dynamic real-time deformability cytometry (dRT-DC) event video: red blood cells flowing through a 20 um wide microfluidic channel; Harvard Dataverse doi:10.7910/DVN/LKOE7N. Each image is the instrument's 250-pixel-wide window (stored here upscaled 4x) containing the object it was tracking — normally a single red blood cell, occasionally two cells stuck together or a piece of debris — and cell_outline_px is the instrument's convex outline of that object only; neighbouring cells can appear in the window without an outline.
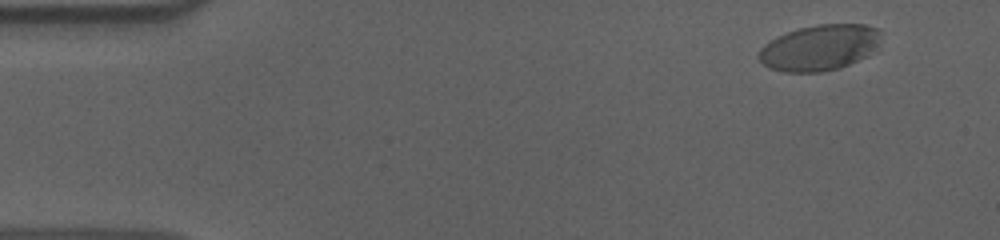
{"species": "human", "species_latin": "Homo sapiens", "temperature_condition": "cold", "stored_images_in_passage": 57, "camera_frame_rate_fps": 3000, "um_per_image_px": 0.085, "donor": {"sex": "male"}, "frame": {"image": 1, "passage_image": 5, "time_ms": 1.333, "image_size_px": [1000, 240], "cell_outline_px": [[880, 32], [876, 52], [868, 56], [840, 68], [820, 72], [784, 72], [768, 68], [756, 56], [760, 48], [764, 44], [776, 36], [800, 28], [816, 24], [864, 24], [876, 28]], "centroid_in_image_um": [69.65, 4.06], "position_along_channel_um": 15.3, "area_um2": 32.89}}
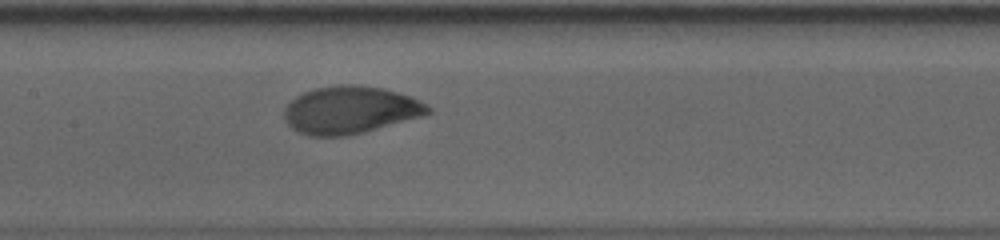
{"frame": {"image": 2, "passage_image": 28, "time_ms": 9.0, "image_size_px": [1000, 240], "cell_outline_px": [[432, 112], [420, 116], [348, 136], [308, 136], [296, 132], [288, 124], [284, 116], [284, 108], [296, 96], [312, 88], [336, 84], [360, 84], [384, 88], [408, 96], [428, 104], [432, 108]], "centroid_in_image_um": [29.73, 9.33], "position_along_channel_um": 177.7, "area_um2": 39.88}}
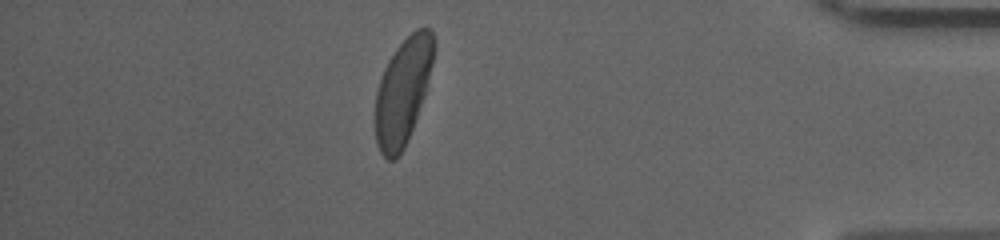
{"frame": {"image": 3, "passage_image": 50, "time_ms": 16.333, "image_size_px": [1000, 240], "cell_outline_px": [[436, 44], [432, 64], [424, 96], [412, 128], [404, 148], [396, 160], [388, 160], [380, 152], [376, 144], [376, 92], [384, 68], [388, 60], [396, 48], [416, 28], [428, 28], [432, 32]], "centroid_in_image_um": [34.25, 7.75], "position_along_channel_um": 401.0, "area_um2": 35.84}, "authors_computed_cell_mechanics": {"area_um2": 37.3966, "velocity_mm_per_s": 3.6036, "shape_relaxation_time_tau1_ms": 2.8763, "shape_relaxation_time_tau2_ms": null, "deformation_change_tau1": 0.1509, "deformation_change_tau2": null}}